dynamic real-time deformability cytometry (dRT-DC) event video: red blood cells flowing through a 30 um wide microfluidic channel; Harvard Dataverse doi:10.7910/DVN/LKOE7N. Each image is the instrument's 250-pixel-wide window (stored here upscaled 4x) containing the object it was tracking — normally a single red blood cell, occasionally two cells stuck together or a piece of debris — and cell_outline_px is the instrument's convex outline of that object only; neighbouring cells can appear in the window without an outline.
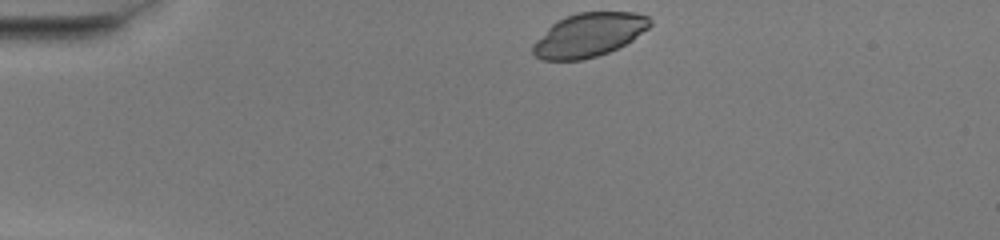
{"species": "common noctule bat (a hibernating species)", "species_latin": "Nyctalus noctula", "temperature_condition": "warm", "stored_images_in_passage": 41, "camera_frame_rate_fps": 3000, "um_per_image_px": 0.085, "animal": {"sex": "female", "body_mass_g": 20.0, "forearm_length_mm": 54.0}, "frame": {"image": 1, "passage_image": 1, "time_ms": 0.0, "image_size_px": [1000, 240], "cell_outline_px": [[652, 24], [648, 28], [632, 40], [608, 52], [596, 56], [580, 60], [540, 60], [532, 52], [532, 44], [556, 20], [580, 12], [636, 12], [648, 16], [652, 20]], "centroid_in_image_um": [50.06, 2.96], "position_along_channel_um": 34.9, "area_um2": 29.71}}